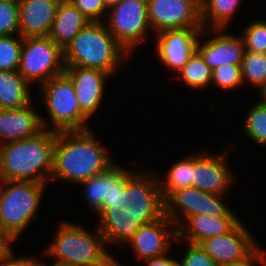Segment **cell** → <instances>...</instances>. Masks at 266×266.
Returning a JSON list of instances; mask_svg holds the SVG:
<instances>
[{
	"instance_id": "obj_7",
	"label": "cell",
	"mask_w": 266,
	"mask_h": 266,
	"mask_svg": "<svg viewBox=\"0 0 266 266\" xmlns=\"http://www.w3.org/2000/svg\"><path fill=\"white\" fill-rule=\"evenodd\" d=\"M18 71L39 86L65 71L63 50L49 37H24Z\"/></svg>"
},
{
	"instance_id": "obj_41",
	"label": "cell",
	"mask_w": 266,
	"mask_h": 266,
	"mask_svg": "<svg viewBox=\"0 0 266 266\" xmlns=\"http://www.w3.org/2000/svg\"><path fill=\"white\" fill-rule=\"evenodd\" d=\"M258 91L260 93L259 97L261 98L259 102L266 105V83Z\"/></svg>"
},
{
	"instance_id": "obj_24",
	"label": "cell",
	"mask_w": 266,
	"mask_h": 266,
	"mask_svg": "<svg viewBox=\"0 0 266 266\" xmlns=\"http://www.w3.org/2000/svg\"><path fill=\"white\" fill-rule=\"evenodd\" d=\"M30 85L18 70L0 71V109L29 105L33 101Z\"/></svg>"
},
{
	"instance_id": "obj_1",
	"label": "cell",
	"mask_w": 266,
	"mask_h": 266,
	"mask_svg": "<svg viewBox=\"0 0 266 266\" xmlns=\"http://www.w3.org/2000/svg\"><path fill=\"white\" fill-rule=\"evenodd\" d=\"M98 140L92 129L56 132L51 180L79 184L113 166Z\"/></svg>"
},
{
	"instance_id": "obj_2",
	"label": "cell",
	"mask_w": 266,
	"mask_h": 266,
	"mask_svg": "<svg viewBox=\"0 0 266 266\" xmlns=\"http://www.w3.org/2000/svg\"><path fill=\"white\" fill-rule=\"evenodd\" d=\"M56 132L43 129L37 135L0 145V180L46 184L51 180Z\"/></svg>"
},
{
	"instance_id": "obj_16",
	"label": "cell",
	"mask_w": 266,
	"mask_h": 266,
	"mask_svg": "<svg viewBox=\"0 0 266 266\" xmlns=\"http://www.w3.org/2000/svg\"><path fill=\"white\" fill-rule=\"evenodd\" d=\"M176 225L163 214L159 219L143 224L127 241L136 258L146 260L171 252L172 241L177 239Z\"/></svg>"
},
{
	"instance_id": "obj_33",
	"label": "cell",
	"mask_w": 266,
	"mask_h": 266,
	"mask_svg": "<svg viewBox=\"0 0 266 266\" xmlns=\"http://www.w3.org/2000/svg\"><path fill=\"white\" fill-rule=\"evenodd\" d=\"M19 6L0 0V36L19 34Z\"/></svg>"
},
{
	"instance_id": "obj_13",
	"label": "cell",
	"mask_w": 266,
	"mask_h": 266,
	"mask_svg": "<svg viewBox=\"0 0 266 266\" xmlns=\"http://www.w3.org/2000/svg\"><path fill=\"white\" fill-rule=\"evenodd\" d=\"M228 152L229 150H225L210 154L201 150L193 154L192 187L206 193L225 196L236 181L227 165Z\"/></svg>"
},
{
	"instance_id": "obj_23",
	"label": "cell",
	"mask_w": 266,
	"mask_h": 266,
	"mask_svg": "<svg viewBox=\"0 0 266 266\" xmlns=\"http://www.w3.org/2000/svg\"><path fill=\"white\" fill-rule=\"evenodd\" d=\"M89 22L69 0H61L48 36L64 50Z\"/></svg>"
},
{
	"instance_id": "obj_6",
	"label": "cell",
	"mask_w": 266,
	"mask_h": 266,
	"mask_svg": "<svg viewBox=\"0 0 266 266\" xmlns=\"http://www.w3.org/2000/svg\"><path fill=\"white\" fill-rule=\"evenodd\" d=\"M55 132L88 130L89 118L80 110L71 79L65 74L38 86Z\"/></svg>"
},
{
	"instance_id": "obj_17",
	"label": "cell",
	"mask_w": 266,
	"mask_h": 266,
	"mask_svg": "<svg viewBox=\"0 0 266 266\" xmlns=\"http://www.w3.org/2000/svg\"><path fill=\"white\" fill-rule=\"evenodd\" d=\"M64 73L71 79L80 110L90 119L102 105L106 81L110 74L90 68L65 66Z\"/></svg>"
},
{
	"instance_id": "obj_8",
	"label": "cell",
	"mask_w": 266,
	"mask_h": 266,
	"mask_svg": "<svg viewBox=\"0 0 266 266\" xmlns=\"http://www.w3.org/2000/svg\"><path fill=\"white\" fill-rule=\"evenodd\" d=\"M104 24L131 55L149 37L147 0H121L108 9Z\"/></svg>"
},
{
	"instance_id": "obj_22",
	"label": "cell",
	"mask_w": 266,
	"mask_h": 266,
	"mask_svg": "<svg viewBox=\"0 0 266 266\" xmlns=\"http://www.w3.org/2000/svg\"><path fill=\"white\" fill-rule=\"evenodd\" d=\"M240 221L238 216L193 215L177 228V239L185 238L187 243L199 244L205 239L229 233Z\"/></svg>"
},
{
	"instance_id": "obj_18",
	"label": "cell",
	"mask_w": 266,
	"mask_h": 266,
	"mask_svg": "<svg viewBox=\"0 0 266 266\" xmlns=\"http://www.w3.org/2000/svg\"><path fill=\"white\" fill-rule=\"evenodd\" d=\"M226 29H210L214 35L204 43L198 37L196 50L213 70L223 64L241 65L245 53L242 36L224 32ZM224 32V33H223ZM217 34V35H216Z\"/></svg>"
},
{
	"instance_id": "obj_30",
	"label": "cell",
	"mask_w": 266,
	"mask_h": 266,
	"mask_svg": "<svg viewBox=\"0 0 266 266\" xmlns=\"http://www.w3.org/2000/svg\"><path fill=\"white\" fill-rule=\"evenodd\" d=\"M22 45L20 34L0 36V71L18 70Z\"/></svg>"
},
{
	"instance_id": "obj_25",
	"label": "cell",
	"mask_w": 266,
	"mask_h": 266,
	"mask_svg": "<svg viewBox=\"0 0 266 266\" xmlns=\"http://www.w3.org/2000/svg\"><path fill=\"white\" fill-rule=\"evenodd\" d=\"M240 4L241 0H205L201 6L203 29H226Z\"/></svg>"
},
{
	"instance_id": "obj_27",
	"label": "cell",
	"mask_w": 266,
	"mask_h": 266,
	"mask_svg": "<svg viewBox=\"0 0 266 266\" xmlns=\"http://www.w3.org/2000/svg\"><path fill=\"white\" fill-rule=\"evenodd\" d=\"M182 84L188 89H205L211 87L212 69L196 50L189 61L178 71Z\"/></svg>"
},
{
	"instance_id": "obj_5",
	"label": "cell",
	"mask_w": 266,
	"mask_h": 266,
	"mask_svg": "<svg viewBox=\"0 0 266 266\" xmlns=\"http://www.w3.org/2000/svg\"><path fill=\"white\" fill-rule=\"evenodd\" d=\"M58 225L52 244L44 251L54 261L72 266H88L108 253L105 237L97 226L94 232H89L75 223L62 221Z\"/></svg>"
},
{
	"instance_id": "obj_3",
	"label": "cell",
	"mask_w": 266,
	"mask_h": 266,
	"mask_svg": "<svg viewBox=\"0 0 266 266\" xmlns=\"http://www.w3.org/2000/svg\"><path fill=\"white\" fill-rule=\"evenodd\" d=\"M130 56L104 22H89L63 50L64 66L96 69L111 76Z\"/></svg>"
},
{
	"instance_id": "obj_15",
	"label": "cell",
	"mask_w": 266,
	"mask_h": 266,
	"mask_svg": "<svg viewBox=\"0 0 266 266\" xmlns=\"http://www.w3.org/2000/svg\"><path fill=\"white\" fill-rule=\"evenodd\" d=\"M203 28H179L155 34L158 60L166 68L178 72L196 51L198 37L207 33Z\"/></svg>"
},
{
	"instance_id": "obj_20",
	"label": "cell",
	"mask_w": 266,
	"mask_h": 266,
	"mask_svg": "<svg viewBox=\"0 0 266 266\" xmlns=\"http://www.w3.org/2000/svg\"><path fill=\"white\" fill-rule=\"evenodd\" d=\"M97 215L100 217L98 229L105 237L107 245L109 244H126L127 241L135 234V232L143 225L161 216H134L121 209H101Z\"/></svg>"
},
{
	"instance_id": "obj_11",
	"label": "cell",
	"mask_w": 266,
	"mask_h": 266,
	"mask_svg": "<svg viewBox=\"0 0 266 266\" xmlns=\"http://www.w3.org/2000/svg\"><path fill=\"white\" fill-rule=\"evenodd\" d=\"M240 221L229 233L199 243L218 266L248 263L262 248Z\"/></svg>"
},
{
	"instance_id": "obj_44",
	"label": "cell",
	"mask_w": 266,
	"mask_h": 266,
	"mask_svg": "<svg viewBox=\"0 0 266 266\" xmlns=\"http://www.w3.org/2000/svg\"><path fill=\"white\" fill-rule=\"evenodd\" d=\"M3 1L11 2V3H14V4H19L22 0H3Z\"/></svg>"
},
{
	"instance_id": "obj_37",
	"label": "cell",
	"mask_w": 266,
	"mask_h": 266,
	"mask_svg": "<svg viewBox=\"0 0 266 266\" xmlns=\"http://www.w3.org/2000/svg\"><path fill=\"white\" fill-rule=\"evenodd\" d=\"M14 252L0 263V266H41L42 261L34 257H14Z\"/></svg>"
},
{
	"instance_id": "obj_38",
	"label": "cell",
	"mask_w": 266,
	"mask_h": 266,
	"mask_svg": "<svg viewBox=\"0 0 266 266\" xmlns=\"http://www.w3.org/2000/svg\"><path fill=\"white\" fill-rule=\"evenodd\" d=\"M168 254L169 253L158 257L149 258L143 260V262L145 261L144 263L147 264L146 266H179L178 260H175V258H169Z\"/></svg>"
},
{
	"instance_id": "obj_29",
	"label": "cell",
	"mask_w": 266,
	"mask_h": 266,
	"mask_svg": "<svg viewBox=\"0 0 266 266\" xmlns=\"http://www.w3.org/2000/svg\"><path fill=\"white\" fill-rule=\"evenodd\" d=\"M244 131L246 136L260 146H266V105L259 101L246 112Z\"/></svg>"
},
{
	"instance_id": "obj_12",
	"label": "cell",
	"mask_w": 266,
	"mask_h": 266,
	"mask_svg": "<svg viewBox=\"0 0 266 266\" xmlns=\"http://www.w3.org/2000/svg\"><path fill=\"white\" fill-rule=\"evenodd\" d=\"M151 30L203 28L201 6L194 0H147Z\"/></svg>"
},
{
	"instance_id": "obj_43",
	"label": "cell",
	"mask_w": 266,
	"mask_h": 266,
	"mask_svg": "<svg viewBox=\"0 0 266 266\" xmlns=\"http://www.w3.org/2000/svg\"><path fill=\"white\" fill-rule=\"evenodd\" d=\"M41 266H47V264H45V262H42ZM51 266H72V265H67V264H63V263H59V262L53 261L51 263Z\"/></svg>"
},
{
	"instance_id": "obj_4",
	"label": "cell",
	"mask_w": 266,
	"mask_h": 266,
	"mask_svg": "<svg viewBox=\"0 0 266 266\" xmlns=\"http://www.w3.org/2000/svg\"><path fill=\"white\" fill-rule=\"evenodd\" d=\"M46 184L23 180H0V227L17 239L37 220Z\"/></svg>"
},
{
	"instance_id": "obj_10",
	"label": "cell",
	"mask_w": 266,
	"mask_h": 266,
	"mask_svg": "<svg viewBox=\"0 0 266 266\" xmlns=\"http://www.w3.org/2000/svg\"><path fill=\"white\" fill-rule=\"evenodd\" d=\"M135 170L121 168L116 163L106 171L92 176L78 185L84 187V200L96 214L101 209H121L126 197V181Z\"/></svg>"
},
{
	"instance_id": "obj_34",
	"label": "cell",
	"mask_w": 266,
	"mask_h": 266,
	"mask_svg": "<svg viewBox=\"0 0 266 266\" xmlns=\"http://www.w3.org/2000/svg\"><path fill=\"white\" fill-rule=\"evenodd\" d=\"M90 22H104L108 8L103 0H69ZM105 17V18H104Z\"/></svg>"
},
{
	"instance_id": "obj_26",
	"label": "cell",
	"mask_w": 266,
	"mask_h": 266,
	"mask_svg": "<svg viewBox=\"0 0 266 266\" xmlns=\"http://www.w3.org/2000/svg\"><path fill=\"white\" fill-rule=\"evenodd\" d=\"M166 175L158 177L161 194L165 199L172 191L192 187L193 179V154L173 163Z\"/></svg>"
},
{
	"instance_id": "obj_14",
	"label": "cell",
	"mask_w": 266,
	"mask_h": 266,
	"mask_svg": "<svg viewBox=\"0 0 266 266\" xmlns=\"http://www.w3.org/2000/svg\"><path fill=\"white\" fill-rule=\"evenodd\" d=\"M154 174V175H153ZM156 173L137 171L126 181L123 208L134 216H162L164 199ZM157 176V177H156Z\"/></svg>"
},
{
	"instance_id": "obj_9",
	"label": "cell",
	"mask_w": 266,
	"mask_h": 266,
	"mask_svg": "<svg viewBox=\"0 0 266 266\" xmlns=\"http://www.w3.org/2000/svg\"><path fill=\"white\" fill-rule=\"evenodd\" d=\"M223 199V195L206 193L195 187L174 190L164 199V214L177 228L193 215L237 216Z\"/></svg>"
},
{
	"instance_id": "obj_39",
	"label": "cell",
	"mask_w": 266,
	"mask_h": 266,
	"mask_svg": "<svg viewBox=\"0 0 266 266\" xmlns=\"http://www.w3.org/2000/svg\"><path fill=\"white\" fill-rule=\"evenodd\" d=\"M88 266H123V265L120 264L118 260L114 258L112 254H110V252H108L100 260L92 262Z\"/></svg>"
},
{
	"instance_id": "obj_32",
	"label": "cell",
	"mask_w": 266,
	"mask_h": 266,
	"mask_svg": "<svg viewBox=\"0 0 266 266\" xmlns=\"http://www.w3.org/2000/svg\"><path fill=\"white\" fill-rule=\"evenodd\" d=\"M245 50L256 53H266V20L259 19L250 22L241 33Z\"/></svg>"
},
{
	"instance_id": "obj_36",
	"label": "cell",
	"mask_w": 266,
	"mask_h": 266,
	"mask_svg": "<svg viewBox=\"0 0 266 266\" xmlns=\"http://www.w3.org/2000/svg\"><path fill=\"white\" fill-rule=\"evenodd\" d=\"M15 240L18 239L11 232L0 227V263L14 252L11 244L15 243Z\"/></svg>"
},
{
	"instance_id": "obj_19",
	"label": "cell",
	"mask_w": 266,
	"mask_h": 266,
	"mask_svg": "<svg viewBox=\"0 0 266 266\" xmlns=\"http://www.w3.org/2000/svg\"><path fill=\"white\" fill-rule=\"evenodd\" d=\"M32 103L17 109H0V145L30 138L49 129L47 121L33 109Z\"/></svg>"
},
{
	"instance_id": "obj_45",
	"label": "cell",
	"mask_w": 266,
	"mask_h": 266,
	"mask_svg": "<svg viewBox=\"0 0 266 266\" xmlns=\"http://www.w3.org/2000/svg\"><path fill=\"white\" fill-rule=\"evenodd\" d=\"M195 2H197L200 6L203 5V3L205 2V0H194Z\"/></svg>"
},
{
	"instance_id": "obj_42",
	"label": "cell",
	"mask_w": 266,
	"mask_h": 266,
	"mask_svg": "<svg viewBox=\"0 0 266 266\" xmlns=\"http://www.w3.org/2000/svg\"><path fill=\"white\" fill-rule=\"evenodd\" d=\"M106 7L109 9L111 8L112 6L118 4L121 0H103Z\"/></svg>"
},
{
	"instance_id": "obj_21",
	"label": "cell",
	"mask_w": 266,
	"mask_h": 266,
	"mask_svg": "<svg viewBox=\"0 0 266 266\" xmlns=\"http://www.w3.org/2000/svg\"><path fill=\"white\" fill-rule=\"evenodd\" d=\"M61 0H22L19 6V34L48 36Z\"/></svg>"
},
{
	"instance_id": "obj_35",
	"label": "cell",
	"mask_w": 266,
	"mask_h": 266,
	"mask_svg": "<svg viewBox=\"0 0 266 266\" xmlns=\"http://www.w3.org/2000/svg\"><path fill=\"white\" fill-rule=\"evenodd\" d=\"M178 264L179 266H218L199 244L192 243H188V248L182 259L178 260Z\"/></svg>"
},
{
	"instance_id": "obj_40",
	"label": "cell",
	"mask_w": 266,
	"mask_h": 266,
	"mask_svg": "<svg viewBox=\"0 0 266 266\" xmlns=\"http://www.w3.org/2000/svg\"><path fill=\"white\" fill-rule=\"evenodd\" d=\"M257 263L266 266V250L261 249L248 263L230 266H255Z\"/></svg>"
},
{
	"instance_id": "obj_31",
	"label": "cell",
	"mask_w": 266,
	"mask_h": 266,
	"mask_svg": "<svg viewBox=\"0 0 266 266\" xmlns=\"http://www.w3.org/2000/svg\"><path fill=\"white\" fill-rule=\"evenodd\" d=\"M211 85L227 91L244 85L241 65L223 64L214 68Z\"/></svg>"
},
{
	"instance_id": "obj_28",
	"label": "cell",
	"mask_w": 266,
	"mask_h": 266,
	"mask_svg": "<svg viewBox=\"0 0 266 266\" xmlns=\"http://www.w3.org/2000/svg\"><path fill=\"white\" fill-rule=\"evenodd\" d=\"M241 71L243 83L260 89L266 83V53L245 50Z\"/></svg>"
}]
</instances>
